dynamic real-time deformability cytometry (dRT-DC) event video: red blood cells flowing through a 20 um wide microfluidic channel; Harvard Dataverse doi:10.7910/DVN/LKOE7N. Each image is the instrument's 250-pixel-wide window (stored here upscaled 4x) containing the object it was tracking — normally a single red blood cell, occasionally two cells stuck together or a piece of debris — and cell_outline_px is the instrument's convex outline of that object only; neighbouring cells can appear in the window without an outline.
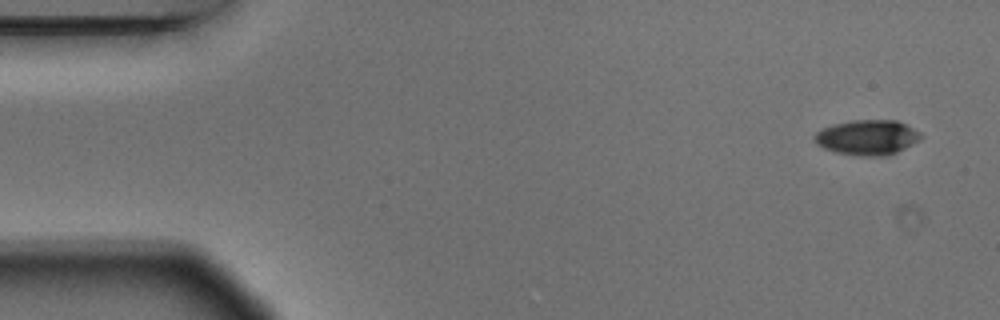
{"species": "Egyptian fruit bat (a non-hibernating species)", "species_latin": "Rousettus aegyptiacus", "temperature_condition": "warm", "stored_images_in_passage": 6, "camera_frame_rate_fps": 3000, "um_per_image_px": 0.085, "animal": {"sex": "male"}, "frame": {"image": 1, "passage_image": 1, "time_ms": 0.0, "image_size_px": [1000, 320], "cell_outline_px": [[924, 136], [920, 140], [888, 156], [864, 156], [836, 152], [824, 148], [816, 144], [812, 136], [816, 132], [832, 124], [852, 120], [896, 120], [920, 132]], "centroid_in_image_um": [73.71, 11.68], "position_along_channel_um": 11.3, "area_um2": 21.73}}
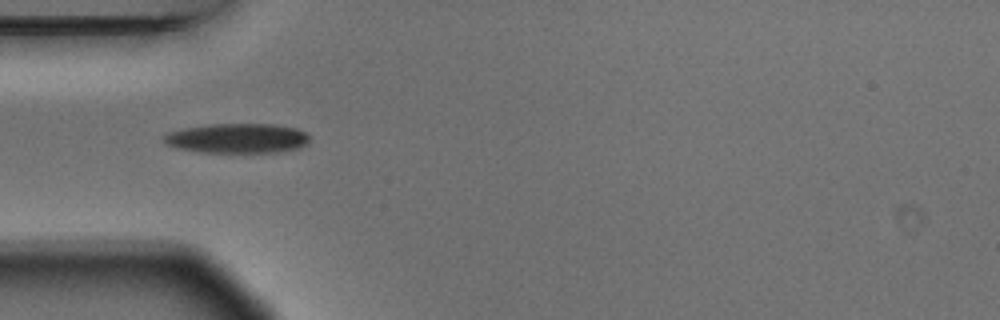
{"frame": {"image": 2, "passage_image": 5, "time_ms": 1.333, "image_size_px": [1000, 320], "cell_outline_px": [[308, 140], [304, 144], [296, 148], [276, 152], [200, 152], [176, 148], [164, 144], [164, 136], [168, 132], [184, 128], [212, 124], [272, 124], [296, 128], [304, 132], [308, 136]], "centroid_in_image_um": [20.11, 11.75], "position_along_channel_um": 64.9, "area_um2": 24.97}}
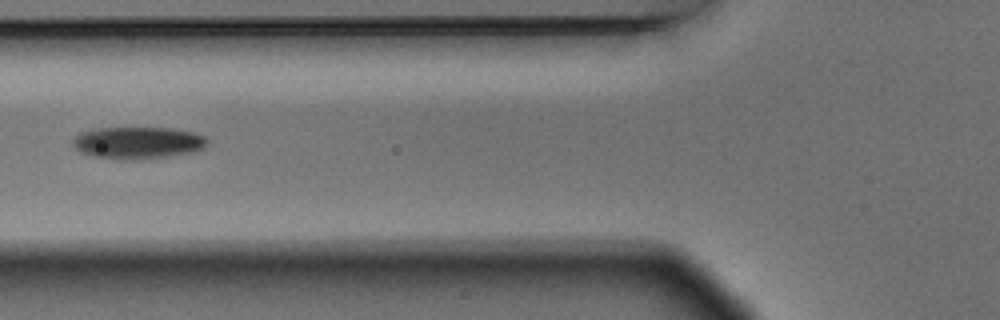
{"frame": {"image": 3, "passage_image": 6, "time_ms": 1.667, "image_size_px": [1000, 320], "cell_outline_px": [[208, 144], [204, 148], [196, 152], [168, 156], [132, 160], [116, 160], [92, 156], [80, 152], [72, 144], [72, 140], [80, 132], [96, 128], [172, 128], [196, 132], [204, 136], [208, 140]], "centroid_in_image_um": [11.73, 12.14], "position_along_channel_um": 114.1, "area_um2": 25.49}}